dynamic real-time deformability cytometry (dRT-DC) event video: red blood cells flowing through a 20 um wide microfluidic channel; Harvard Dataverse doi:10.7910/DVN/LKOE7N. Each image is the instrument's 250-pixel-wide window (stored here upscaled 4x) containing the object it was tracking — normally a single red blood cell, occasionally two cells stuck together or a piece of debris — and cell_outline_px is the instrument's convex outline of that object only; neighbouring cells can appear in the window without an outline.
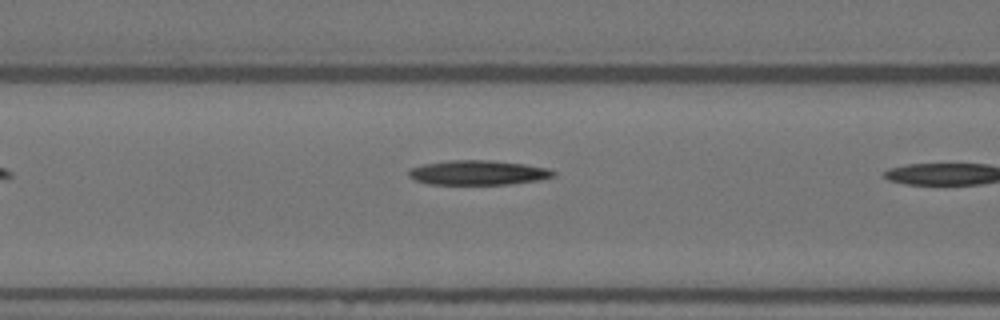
{"species": "Egyptian fruit bat (a non-hibernating species)", "species_latin": "Rousettus aegyptiacus", "temperature_condition": "warm", "stored_images_in_passage": 7, "camera_frame_rate_fps": 3000, "um_per_image_px": 0.085, "animal": {"sex": "female"}, "frame": {"image": 1, "passage_image": 6, "time_ms": 1.667, "image_size_px": [1000, 320], "cell_outline_px": [[556, 176], [540, 180], [508, 184], [428, 184], [416, 180], [408, 176], [408, 172], [412, 168], [424, 164], [452, 160], [488, 160], [524, 164], [548, 168], [556, 172]], "centroid_in_image_um": [40.67, 14.68], "position_along_channel_um": 125.9, "area_um2": 20.63}}